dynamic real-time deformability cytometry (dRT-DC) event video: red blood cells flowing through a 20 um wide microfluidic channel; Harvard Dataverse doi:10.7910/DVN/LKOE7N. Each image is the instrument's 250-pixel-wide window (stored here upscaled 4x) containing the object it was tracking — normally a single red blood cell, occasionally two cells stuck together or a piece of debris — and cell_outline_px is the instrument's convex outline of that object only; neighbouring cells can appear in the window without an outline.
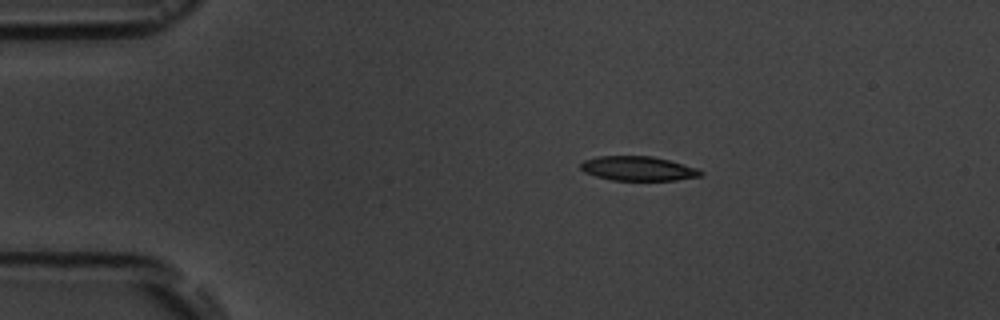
{"species": "common noctule bat (a hibernating species)", "species_latin": "Nyctalus noctula", "temperature_condition": "room temperature", "stored_images_in_passage": 6, "camera_frame_rate_fps": 3000, "um_per_image_px": 0.085, "animal": {"sex": "male", "body_mass_g": 19.5, "forearm_length_mm": 54.6}, "frame": {"image": 1, "passage_image": 3, "time_ms": 2.333, "image_size_px": [1000, 320], "cell_outline_px": [[704, 172], [700, 176], [676, 180], [612, 180], [596, 176], [584, 172], [580, 168], [580, 164], [584, 160], [596, 156], [652, 156], [668, 160], [696, 168]], "centroid_in_image_um": [54.2, 14.32], "position_along_channel_um": 30.8, "area_um2": 16.94}}
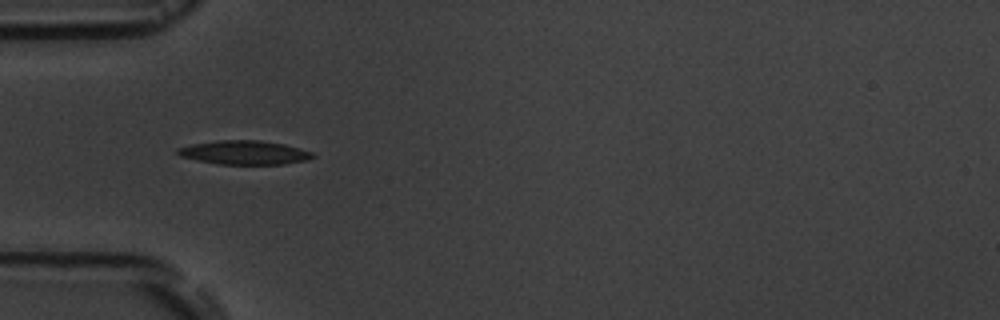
{"frame": {"image": 2, "passage_image": 5, "time_ms": 4.667, "image_size_px": [1000, 320], "cell_outline_px": [[316, 156], [304, 160], [284, 164], [220, 164], [196, 160], [180, 156], [176, 152], [176, 148], [192, 144], [220, 140], [260, 140], [284, 144], [312, 152]], "centroid_in_image_um": [20.74, 12.96], "position_along_channel_um": 64.3, "area_um2": 18.67}}
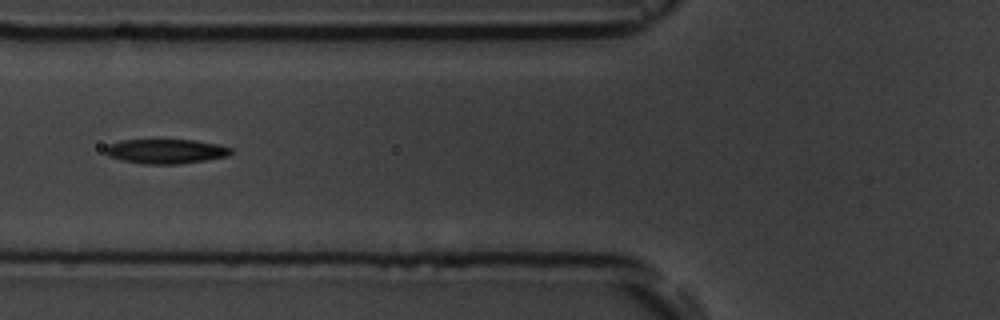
{"frame": {"image": 3, "passage_image": 6, "time_ms": 6.0, "image_size_px": [1000, 320], "cell_outline_px": [[232, 152], [228, 156], [180, 164], [140, 164], [108, 156], [104, 152], [104, 148], [108, 144], [120, 140], [196, 140], [216, 144], [232, 148]], "centroid_in_image_um": [14.06, 12.86], "position_along_channel_um": 111.7, "area_um2": 17.98}}